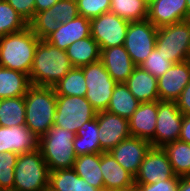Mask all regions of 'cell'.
Segmentation results:
<instances>
[{"mask_svg":"<svg viewBox=\"0 0 190 191\" xmlns=\"http://www.w3.org/2000/svg\"><path fill=\"white\" fill-rule=\"evenodd\" d=\"M73 68L66 50L40 40L29 73L31 85L53 87Z\"/></svg>","mask_w":190,"mask_h":191,"instance_id":"cell-1","label":"cell"},{"mask_svg":"<svg viewBox=\"0 0 190 191\" xmlns=\"http://www.w3.org/2000/svg\"><path fill=\"white\" fill-rule=\"evenodd\" d=\"M24 99L25 125L39 138L54 125L57 95L53 87L31 85Z\"/></svg>","mask_w":190,"mask_h":191,"instance_id":"cell-2","label":"cell"},{"mask_svg":"<svg viewBox=\"0 0 190 191\" xmlns=\"http://www.w3.org/2000/svg\"><path fill=\"white\" fill-rule=\"evenodd\" d=\"M40 39L28 26L0 38V66L28 74Z\"/></svg>","mask_w":190,"mask_h":191,"instance_id":"cell-3","label":"cell"},{"mask_svg":"<svg viewBox=\"0 0 190 191\" xmlns=\"http://www.w3.org/2000/svg\"><path fill=\"white\" fill-rule=\"evenodd\" d=\"M75 136V133L53 125L39 137L38 149L48 165L49 171L74 167L77 158L73 147Z\"/></svg>","mask_w":190,"mask_h":191,"instance_id":"cell-4","label":"cell"},{"mask_svg":"<svg viewBox=\"0 0 190 191\" xmlns=\"http://www.w3.org/2000/svg\"><path fill=\"white\" fill-rule=\"evenodd\" d=\"M49 173L39 149L19 154L14 168L13 190L46 191L49 187Z\"/></svg>","mask_w":190,"mask_h":191,"instance_id":"cell-5","label":"cell"},{"mask_svg":"<svg viewBox=\"0 0 190 191\" xmlns=\"http://www.w3.org/2000/svg\"><path fill=\"white\" fill-rule=\"evenodd\" d=\"M155 49L173 63L190 59V24L188 20L158 28Z\"/></svg>","mask_w":190,"mask_h":191,"instance_id":"cell-6","label":"cell"},{"mask_svg":"<svg viewBox=\"0 0 190 191\" xmlns=\"http://www.w3.org/2000/svg\"><path fill=\"white\" fill-rule=\"evenodd\" d=\"M80 68L87 87L85 98L97 112L106 111L117 82L111 78L101 60Z\"/></svg>","mask_w":190,"mask_h":191,"instance_id":"cell-7","label":"cell"},{"mask_svg":"<svg viewBox=\"0 0 190 191\" xmlns=\"http://www.w3.org/2000/svg\"><path fill=\"white\" fill-rule=\"evenodd\" d=\"M96 114L85 97L57 95L54 125L76 134L84 123L96 118Z\"/></svg>","mask_w":190,"mask_h":191,"instance_id":"cell-8","label":"cell"},{"mask_svg":"<svg viewBox=\"0 0 190 191\" xmlns=\"http://www.w3.org/2000/svg\"><path fill=\"white\" fill-rule=\"evenodd\" d=\"M157 31L148 19L129 22L123 46L135 66H140L155 48Z\"/></svg>","mask_w":190,"mask_h":191,"instance_id":"cell-9","label":"cell"},{"mask_svg":"<svg viewBox=\"0 0 190 191\" xmlns=\"http://www.w3.org/2000/svg\"><path fill=\"white\" fill-rule=\"evenodd\" d=\"M78 15L76 0H59L51 8L35 13L28 26L40 40H45L59 24L73 20Z\"/></svg>","mask_w":190,"mask_h":191,"instance_id":"cell-10","label":"cell"},{"mask_svg":"<svg viewBox=\"0 0 190 191\" xmlns=\"http://www.w3.org/2000/svg\"><path fill=\"white\" fill-rule=\"evenodd\" d=\"M128 26L129 21L110 11L90 19L91 36L100 50L124 45Z\"/></svg>","mask_w":190,"mask_h":191,"instance_id":"cell-11","label":"cell"},{"mask_svg":"<svg viewBox=\"0 0 190 191\" xmlns=\"http://www.w3.org/2000/svg\"><path fill=\"white\" fill-rule=\"evenodd\" d=\"M183 114L175 101H157V119L154 132V147L179 140Z\"/></svg>","mask_w":190,"mask_h":191,"instance_id":"cell-12","label":"cell"},{"mask_svg":"<svg viewBox=\"0 0 190 191\" xmlns=\"http://www.w3.org/2000/svg\"><path fill=\"white\" fill-rule=\"evenodd\" d=\"M174 176L171 163L162 147H151L134 177V183L152 184Z\"/></svg>","mask_w":190,"mask_h":191,"instance_id":"cell-13","label":"cell"},{"mask_svg":"<svg viewBox=\"0 0 190 191\" xmlns=\"http://www.w3.org/2000/svg\"><path fill=\"white\" fill-rule=\"evenodd\" d=\"M98 122V138L103 152H109L117 144L131 136L129 120L108 111L96 114Z\"/></svg>","mask_w":190,"mask_h":191,"instance_id":"cell-14","label":"cell"},{"mask_svg":"<svg viewBox=\"0 0 190 191\" xmlns=\"http://www.w3.org/2000/svg\"><path fill=\"white\" fill-rule=\"evenodd\" d=\"M151 147L149 141L129 136L112 148L109 153L127 172L135 177Z\"/></svg>","mask_w":190,"mask_h":191,"instance_id":"cell-15","label":"cell"},{"mask_svg":"<svg viewBox=\"0 0 190 191\" xmlns=\"http://www.w3.org/2000/svg\"><path fill=\"white\" fill-rule=\"evenodd\" d=\"M190 82V59L174 63L157 79L159 100L176 101Z\"/></svg>","mask_w":190,"mask_h":191,"instance_id":"cell-16","label":"cell"},{"mask_svg":"<svg viewBox=\"0 0 190 191\" xmlns=\"http://www.w3.org/2000/svg\"><path fill=\"white\" fill-rule=\"evenodd\" d=\"M39 138L26 126H0V153L23 154L38 149Z\"/></svg>","mask_w":190,"mask_h":191,"instance_id":"cell-17","label":"cell"},{"mask_svg":"<svg viewBox=\"0 0 190 191\" xmlns=\"http://www.w3.org/2000/svg\"><path fill=\"white\" fill-rule=\"evenodd\" d=\"M147 19L157 28L187 20L186 0H154Z\"/></svg>","mask_w":190,"mask_h":191,"instance_id":"cell-18","label":"cell"},{"mask_svg":"<svg viewBox=\"0 0 190 191\" xmlns=\"http://www.w3.org/2000/svg\"><path fill=\"white\" fill-rule=\"evenodd\" d=\"M100 169L103 175L104 189L134 191V177L109 152L100 153Z\"/></svg>","mask_w":190,"mask_h":191,"instance_id":"cell-19","label":"cell"},{"mask_svg":"<svg viewBox=\"0 0 190 191\" xmlns=\"http://www.w3.org/2000/svg\"><path fill=\"white\" fill-rule=\"evenodd\" d=\"M90 35V19L78 15L73 20L59 24L45 40L59 49L66 50L73 42Z\"/></svg>","mask_w":190,"mask_h":191,"instance_id":"cell-20","label":"cell"},{"mask_svg":"<svg viewBox=\"0 0 190 191\" xmlns=\"http://www.w3.org/2000/svg\"><path fill=\"white\" fill-rule=\"evenodd\" d=\"M157 119V101L140 102L129 120L131 136L147 140L154 147V132Z\"/></svg>","mask_w":190,"mask_h":191,"instance_id":"cell-21","label":"cell"},{"mask_svg":"<svg viewBox=\"0 0 190 191\" xmlns=\"http://www.w3.org/2000/svg\"><path fill=\"white\" fill-rule=\"evenodd\" d=\"M100 60L117 83H125L136 67L123 45L101 49Z\"/></svg>","mask_w":190,"mask_h":191,"instance_id":"cell-22","label":"cell"},{"mask_svg":"<svg viewBox=\"0 0 190 191\" xmlns=\"http://www.w3.org/2000/svg\"><path fill=\"white\" fill-rule=\"evenodd\" d=\"M125 84L138 101H159L157 78L140 66L134 68Z\"/></svg>","mask_w":190,"mask_h":191,"instance_id":"cell-23","label":"cell"},{"mask_svg":"<svg viewBox=\"0 0 190 191\" xmlns=\"http://www.w3.org/2000/svg\"><path fill=\"white\" fill-rule=\"evenodd\" d=\"M49 188L52 191H98L81 178L73 168L50 171Z\"/></svg>","mask_w":190,"mask_h":191,"instance_id":"cell-24","label":"cell"},{"mask_svg":"<svg viewBox=\"0 0 190 191\" xmlns=\"http://www.w3.org/2000/svg\"><path fill=\"white\" fill-rule=\"evenodd\" d=\"M30 86L28 74L0 66V99L24 96Z\"/></svg>","mask_w":190,"mask_h":191,"instance_id":"cell-25","label":"cell"},{"mask_svg":"<svg viewBox=\"0 0 190 191\" xmlns=\"http://www.w3.org/2000/svg\"><path fill=\"white\" fill-rule=\"evenodd\" d=\"M73 67H82L100 60L101 50L98 43L90 35L73 42L67 49Z\"/></svg>","mask_w":190,"mask_h":191,"instance_id":"cell-26","label":"cell"},{"mask_svg":"<svg viewBox=\"0 0 190 191\" xmlns=\"http://www.w3.org/2000/svg\"><path fill=\"white\" fill-rule=\"evenodd\" d=\"M98 136L97 118L84 123L79 128L73 141L76 156L78 157L85 154L103 153L100 148Z\"/></svg>","mask_w":190,"mask_h":191,"instance_id":"cell-27","label":"cell"},{"mask_svg":"<svg viewBox=\"0 0 190 191\" xmlns=\"http://www.w3.org/2000/svg\"><path fill=\"white\" fill-rule=\"evenodd\" d=\"M73 169L93 187L98 190L104 189L103 175L100 169V153L78 156Z\"/></svg>","mask_w":190,"mask_h":191,"instance_id":"cell-28","label":"cell"},{"mask_svg":"<svg viewBox=\"0 0 190 191\" xmlns=\"http://www.w3.org/2000/svg\"><path fill=\"white\" fill-rule=\"evenodd\" d=\"M139 104L125 83H117L106 111L129 119Z\"/></svg>","mask_w":190,"mask_h":191,"instance_id":"cell-29","label":"cell"},{"mask_svg":"<svg viewBox=\"0 0 190 191\" xmlns=\"http://www.w3.org/2000/svg\"><path fill=\"white\" fill-rule=\"evenodd\" d=\"M162 149L168 156L175 175L190 176V144L176 140L165 144Z\"/></svg>","mask_w":190,"mask_h":191,"instance_id":"cell-30","label":"cell"},{"mask_svg":"<svg viewBox=\"0 0 190 191\" xmlns=\"http://www.w3.org/2000/svg\"><path fill=\"white\" fill-rule=\"evenodd\" d=\"M25 125L24 96L0 99V126Z\"/></svg>","mask_w":190,"mask_h":191,"instance_id":"cell-31","label":"cell"},{"mask_svg":"<svg viewBox=\"0 0 190 191\" xmlns=\"http://www.w3.org/2000/svg\"><path fill=\"white\" fill-rule=\"evenodd\" d=\"M53 88L56 95L85 97L87 87L83 70L73 67Z\"/></svg>","mask_w":190,"mask_h":191,"instance_id":"cell-32","label":"cell"},{"mask_svg":"<svg viewBox=\"0 0 190 191\" xmlns=\"http://www.w3.org/2000/svg\"><path fill=\"white\" fill-rule=\"evenodd\" d=\"M110 12L129 22L148 17V5L143 0H111Z\"/></svg>","mask_w":190,"mask_h":191,"instance_id":"cell-33","label":"cell"},{"mask_svg":"<svg viewBox=\"0 0 190 191\" xmlns=\"http://www.w3.org/2000/svg\"><path fill=\"white\" fill-rule=\"evenodd\" d=\"M28 27V22L6 0H0V38Z\"/></svg>","mask_w":190,"mask_h":191,"instance_id":"cell-34","label":"cell"},{"mask_svg":"<svg viewBox=\"0 0 190 191\" xmlns=\"http://www.w3.org/2000/svg\"><path fill=\"white\" fill-rule=\"evenodd\" d=\"M18 156L15 152L0 153V189H13Z\"/></svg>","mask_w":190,"mask_h":191,"instance_id":"cell-35","label":"cell"},{"mask_svg":"<svg viewBox=\"0 0 190 191\" xmlns=\"http://www.w3.org/2000/svg\"><path fill=\"white\" fill-rule=\"evenodd\" d=\"M174 63L155 48L140 67L149 72L155 78L161 77Z\"/></svg>","mask_w":190,"mask_h":191,"instance_id":"cell-36","label":"cell"},{"mask_svg":"<svg viewBox=\"0 0 190 191\" xmlns=\"http://www.w3.org/2000/svg\"><path fill=\"white\" fill-rule=\"evenodd\" d=\"M78 13L88 19L110 11L111 0H76Z\"/></svg>","mask_w":190,"mask_h":191,"instance_id":"cell-37","label":"cell"},{"mask_svg":"<svg viewBox=\"0 0 190 191\" xmlns=\"http://www.w3.org/2000/svg\"><path fill=\"white\" fill-rule=\"evenodd\" d=\"M180 176L152 184H135L134 191H178Z\"/></svg>","mask_w":190,"mask_h":191,"instance_id":"cell-38","label":"cell"},{"mask_svg":"<svg viewBox=\"0 0 190 191\" xmlns=\"http://www.w3.org/2000/svg\"><path fill=\"white\" fill-rule=\"evenodd\" d=\"M6 2L28 23L35 15V0H6Z\"/></svg>","mask_w":190,"mask_h":191,"instance_id":"cell-39","label":"cell"},{"mask_svg":"<svg viewBox=\"0 0 190 191\" xmlns=\"http://www.w3.org/2000/svg\"><path fill=\"white\" fill-rule=\"evenodd\" d=\"M175 102L183 115H190V82L186 85Z\"/></svg>","mask_w":190,"mask_h":191,"instance_id":"cell-40","label":"cell"},{"mask_svg":"<svg viewBox=\"0 0 190 191\" xmlns=\"http://www.w3.org/2000/svg\"><path fill=\"white\" fill-rule=\"evenodd\" d=\"M179 140L190 144V115H183Z\"/></svg>","mask_w":190,"mask_h":191,"instance_id":"cell-41","label":"cell"},{"mask_svg":"<svg viewBox=\"0 0 190 191\" xmlns=\"http://www.w3.org/2000/svg\"><path fill=\"white\" fill-rule=\"evenodd\" d=\"M59 0H35V13L42 12L51 8Z\"/></svg>","mask_w":190,"mask_h":191,"instance_id":"cell-42","label":"cell"},{"mask_svg":"<svg viewBox=\"0 0 190 191\" xmlns=\"http://www.w3.org/2000/svg\"><path fill=\"white\" fill-rule=\"evenodd\" d=\"M178 191H190V176L180 177Z\"/></svg>","mask_w":190,"mask_h":191,"instance_id":"cell-43","label":"cell"},{"mask_svg":"<svg viewBox=\"0 0 190 191\" xmlns=\"http://www.w3.org/2000/svg\"><path fill=\"white\" fill-rule=\"evenodd\" d=\"M187 4V19L190 17V0H186Z\"/></svg>","mask_w":190,"mask_h":191,"instance_id":"cell-44","label":"cell"},{"mask_svg":"<svg viewBox=\"0 0 190 191\" xmlns=\"http://www.w3.org/2000/svg\"><path fill=\"white\" fill-rule=\"evenodd\" d=\"M148 6L154 1V0H143Z\"/></svg>","mask_w":190,"mask_h":191,"instance_id":"cell-45","label":"cell"},{"mask_svg":"<svg viewBox=\"0 0 190 191\" xmlns=\"http://www.w3.org/2000/svg\"><path fill=\"white\" fill-rule=\"evenodd\" d=\"M0 191H17V190H13V189H0Z\"/></svg>","mask_w":190,"mask_h":191,"instance_id":"cell-46","label":"cell"},{"mask_svg":"<svg viewBox=\"0 0 190 191\" xmlns=\"http://www.w3.org/2000/svg\"><path fill=\"white\" fill-rule=\"evenodd\" d=\"M98 191H116V190L101 189V190H98Z\"/></svg>","mask_w":190,"mask_h":191,"instance_id":"cell-47","label":"cell"}]
</instances>
